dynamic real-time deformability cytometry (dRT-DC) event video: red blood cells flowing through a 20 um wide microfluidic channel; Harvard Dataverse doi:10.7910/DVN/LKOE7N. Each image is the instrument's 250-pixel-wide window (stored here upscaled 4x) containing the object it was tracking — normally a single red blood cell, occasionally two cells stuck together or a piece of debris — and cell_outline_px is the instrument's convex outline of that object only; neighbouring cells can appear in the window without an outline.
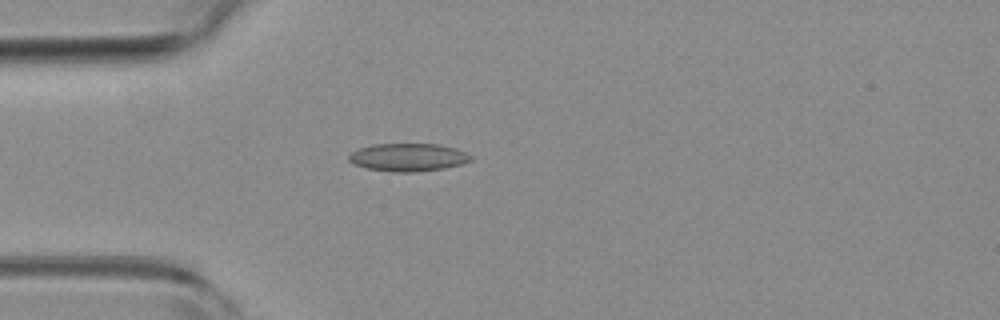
{"species": "common noctule bat (a hibernating species)", "species_latin": "Nyctalus noctula", "temperature_condition": "room temperature", "stored_images_in_passage": 5, "camera_frame_rate_fps": 3000, "um_per_image_px": 0.085, "animal": {"sex": "female", "body_mass_g": 19.3, "forearm_length_mm": 54.1}, "frame": {"image": 1, "passage_image": 5, "time_ms": 1.333, "image_size_px": [1000, 320], "cell_outline_px": [[472, 160], [460, 164], [444, 168], [416, 172], [392, 172], [368, 168], [356, 164], [348, 160], [348, 156], [352, 152], [360, 148], [372, 144], [440, 144], [456, 148], [472, 156]], "centroid_in_image_um": [34.7, 13.36], "position_along_channel_um": 50.3, "area_um2": 19.71}}